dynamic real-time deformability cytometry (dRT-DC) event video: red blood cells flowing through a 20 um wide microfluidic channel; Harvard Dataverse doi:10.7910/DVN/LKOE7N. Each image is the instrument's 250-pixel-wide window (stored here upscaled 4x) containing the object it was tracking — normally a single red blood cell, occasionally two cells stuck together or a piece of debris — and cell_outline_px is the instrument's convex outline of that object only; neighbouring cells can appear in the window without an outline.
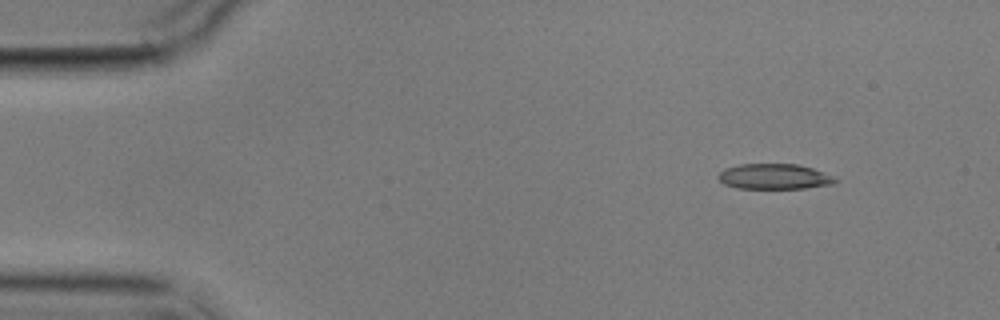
{"species": "common noctule bat (a hibernating species)", "species_latin": "Nyctalus noctula", "temperature_condition": "cold", "stored_images_in_passage": 2, "camera_frame_rate_fps": 3000, "um_per_image_px": 0.085, "animal": {"sex": "male", "body_mass_g": 17.9}, "frame": {"image": 1, "passage_image": 2, "time_ms": 1.333, "image_size_px": [1000, 320], "cell_outline_px": [[840, 180], [832, 184], [804, 188], [736, 188], [724, 184], [716, 176], [724, 168], [740, 164], [796, 164], [812, 168], [832, 176]], "centroid_in_image_um": [65.78, 15.0], "position_along_channel_um": 19.2, "area_um2": 17.22}}